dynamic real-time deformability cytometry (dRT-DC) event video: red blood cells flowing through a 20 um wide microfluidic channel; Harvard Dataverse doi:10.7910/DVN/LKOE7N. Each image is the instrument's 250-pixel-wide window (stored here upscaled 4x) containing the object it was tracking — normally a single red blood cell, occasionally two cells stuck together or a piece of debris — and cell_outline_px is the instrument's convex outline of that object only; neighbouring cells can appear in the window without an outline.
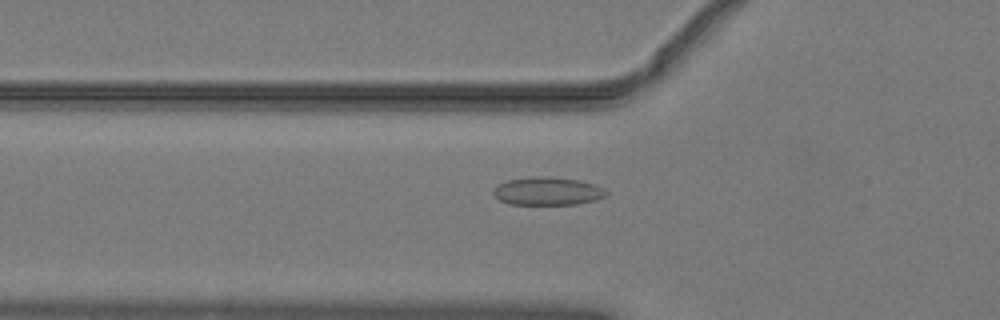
{"species": "common noctule bat (a hibernating species)", "species_latin": "Nyctalus noctula", "temperature_condition": "warm", "stored_images_in_passage": 40, "camera_frame_rate_fps": 3000, "um_per_image_px": 0.085, "animal": {"sex": "male", "body_mass_g": 19.2, "forearm_length_mm": 51.8}, "frame": {"image": 1, "passage_image": 7, "time_ms": 2.0, "image_size_px": [1000, 320], "cell_outline_px": [[608, 192], [604, 196], [596, 200], [576, 204], [508, 204], [500, 200], [492, 192], [500, 184], [508, 180], [532, 176], [548, 176], [580, 180], [596, 184], [604, 188]], "centroid_in_image_um": [46.58, 16.24], "position_along_channel_um": 79.2, "area_um2": 18.44}}
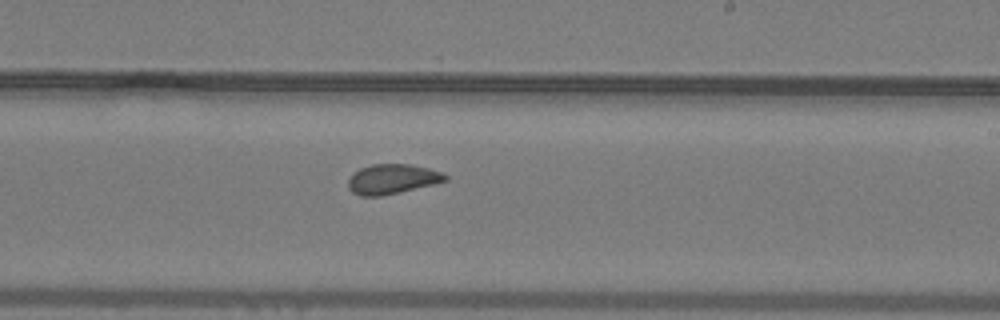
{"frame": {"image": 2, "passage_image": 20, "time_ms": 6.333, "image_size_px": [1000, 320], "cell_outline_px": [[448, 180], [400, 192], [380, 196], [360, 196], [352, 192], [348, 188], [348, 180], [352, 172], [360, 168], [372, 164], [412, 164], [428, 168], [440, 172], [448, 176]], "centroid_in_image_um": [33.29, 15.21], "position_along_channel_um": 255.7, "area_um2": 16.88}}
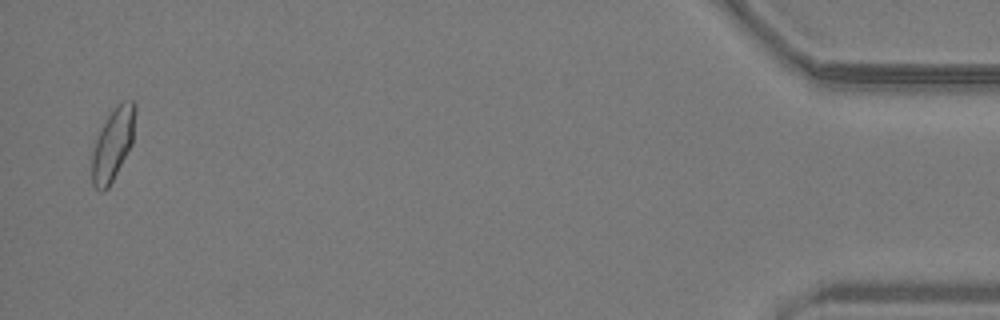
{"frame": {"image": 3, "passage_image": 39, "time_ms": 12.667, "image_size_px": [1000, 320], "cell_outline_px": [[136, 108], [132, 144], [108, 188], [100, 192], [92, 184], [92, 156], [96, 140], [100, 128], [116, 104], [120, 100], [132, 100], [136, 104]], "centroid_in_image_um": [9.6, 12.21], "position_along_channel_um": 425.6, "area_um2": 18.15}, "authors_computed_cell_mechanics": {"area_um2": 17.051, "velocity_mm_per_s": 4.0572, "shape_relaxation_time_tau1_ms": null, "shape_relaxation_time_tau2_ms": 1.5003, "deformation_change_tau1": null, "deformation_change_tau2": 0.0605}}